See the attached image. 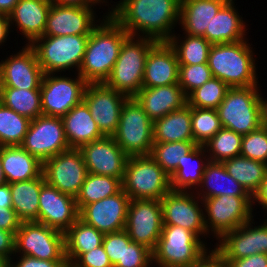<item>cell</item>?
<instances>
[{"instance_id":"74e56055","label":"cell","mask_w":267,"mask_h":267,"mask_svg":"<svg viewBox=\"0 0 267 267\" xmlns=\"http://www.w3.org/2000/svg\"><path fill=\"white\" fill-rule=\"evenodd\" d=\"M121 189L122 181L118 178L87 173L80 193L76 197L77 208L80 211L85 205L112 196Z\"/></svg>"},{"instance_id":"c3c4849f","label":"cell","mask_w":267,"mask_h":267,"mask_svg":"<svg viewBox=\"0 0 267 267\" xmlns=\"http://www.w3.org/2000/svg\"><path fill=\"white\" fill-rule=\"evenodd\" d=\"M131 241L125 230L104 234L102 245L113 266L123 263L124 242Z\"/></svg>"},{"instance_id":"7c38bea8","label":"cell","mask_w":267,"mask_h":267,"mask_svg":"<svg viewBox=\"0 0 267 267\" xmlns=\"http://www.w3.org/2000/svg\"><path fill=\"white\" fill-rule=\"evenodd\" d=\"M61 74H44L40 86L42 115L62 118L83 101L87 82L81 75L75 79Z\"/></svg>"},{"instance_id":"5bb4252c","label":"cell","mask_w":267,"mask_h":267,"mask_svg":"<svg viewBox=\"0 0 267 267\" xmlns=\"http://www.w3.org/2000/svg\"><path fill=\"white\" fill-rule=\"evenodd\" d=\"M163 229L161 200L130 199L125 231L133 242L153 251Z\"/></svg>"},{"instance_id":"7dc6e473","label":"cell","mask_w":267,"mask_h":267,"mask_svg":"<svg viewBox=\"0 0 267 267\" xmlns=\"http://www.w3.org/2000/svg\"><path fill=\"white\" fill-rule=\"evenodd\" d=\"M153 265L152 251L136 242H124L123 263H116L113 267H150Z\"/></svg>"},{"instance_id":"6f0895ef","label":"cell","mask_w":267,"mask_h":267,"mask_svg":"<svg viewBox=\"0 0 267 267\" xmlns=\"http://www.w3.org/2000/svg\"><path fill=\"white\" fill-rule=\"evenodd\" d=\"M50 1L58 5L77 6V7H94L100 4L97 0H50Z\"/></svg>"},{"instance_id":"91938a15","label":"cell","mask_w":267,"mask_h":267,"mask_svg":"<svg viewBox=\"0 0 267 267\" xmlns=\"http://www.w3.org/2000/svg\"><path fill=\"white\" fill-rule=\"evenodd\" d=\"M0 206H4V208H12V198L9 183L0 185Z\"/></svg>"},{"instance_id":"cb8c5ba5","label":"cell","mask_w":267,"mask_h":267,"mask_svg":"<svg viewBox=\"0 0 267 267\" xmlns=\"http://www.w3.org/2000/svg\"><path fill=\"white\" fill-rule=\"evenodd\" d=\"M179 82V62L168 41H158L149 51L144 68L143 87L154 88Z\"/></svg>"},{"instance_id":"8d00e7d4","label":"cell","mask_w":267,"mask_h":267,"mask_svg":"<svg viewBox=\"0 0 267 267\" xmlns=\"http://www.w3.org/2000/svg\"><path fill=\"white\" fill-rule=\"evenodd\" d=\"M0 102L30 120L42 115L40 89L0 87Z\"/></svg>"},{"instance_id":"ba28073f","label":"cell","mask_w":267,"mask_h":267,"mask_svg":"<svg viewBox=\"0 0 267 267\" xmlns=\"http://www.w3.org/2000/svg\"><path fill=\"white\" fill-rule=\"evenodd\" d=\"M190 230L176 225H163L161 236L152 251L154 266L185 267L196 261L208 248ZM204 242V243H203Z\"/></svg>"},{"instance_id":"6125c7cd","label":"cell","mask_w":267,"mask_h":267,"mask_svg":"<svg viewBox=\"0 0 267 267\" xmlns=\"http://www.w3.org/2000/svg\"><path fill=\"white\" fill-rule=\"evenodd\" d=\"M260 115H261V126L267 128V100L262 97L260 91Z\"/></svg>"},{"instance_id":"94428289","label":"cell","mask_w":267,"mask_h":267,"mask_svg":"<svg viewBox=\"0 0 267 267\" xmlns=\"http://www.w3.org/2000/svg\"><path fill=\"white\" fill-rule=\"evenodd\" d=\"M19 0H0V13L9 15Z\"/></svg>"},{"instance_id":"7402d4cb","label":"cell","mask_w":267,"mask_h":267,"mask_svg":"<svg viewBox=\"0 0 267 267\" xmlns=\"http://www.w3.org/2000/svg\"><path fill=\"white\" fill-rule=\"evenodd\" d=\"M79 219L76 198L45 182L39 195L36 222L65 233Z\"/></svg>"},{"instance_id":"603a6c76","label":"cell","mask_w":267,"mask_h":267,"mask_svg":"<svg viewBox=\"0 0 267 267\" xmlns=\"http://www.w3.org/2000/svg\"><path fill=\"white\" fill-rule=\"evenodd\" d=\"M93 9L94 7L63 6L52 3L43 36L90 35L97 23L101 21L95 19Z\"/></svg>"},{"instance_id":"9a60e30c","label":"cell","mask_w":267,"mask_h":267,"mask_svg":"<svg viewBox=\"0 0 267 267\" xmlns=\"http://www.w3.org/2000/svg\"><path fill=\"white\" fill-rule=\"evenodd\" d=\"M42 173L48 184L76 198L88 172L80 149L70 148L46 160Z\"/></svg>"},{"instance_id":"681fc988","label":"cell","mask_w":267,"mask_h":267,"mask_svg":"<svg viewBox=\"0 0 267 267\" xmlns=\"http://www.w3.org/2000/svg\"><path fill=\"white\" fill-rule=\"evenodd\" d=\"M74 267H113L103 245L83 253L74 263Z\"/></svg>"},{"instance_id":"4dcf8cb0","label":"cell","mask_w":267,"mask_h":267,"mask_svg":"<svg viewBox=\"0 0 267 267\" xmlns=\"http://www.w3.org/2000/svg\"><path fill=\"white\" fill-rule=\"evenodd\" d=\"M198 188L194 193L201 200L222 195L251 196L240 183L229 175L223 162H208Z\"/></svg>"},{"instance_id":"11a10c76","label":"cell","mask_w":267,"mask_h":267,"mask_svg":"<svg viewBox=\"0 0 267 267\" xmlns=\"http://www.w3.org/2000/svg\"><path fill=\"white\" fill-rule=\"evenodd\" d=\"M15 252V234L0 229V255L13 259ZM11 255H13L11 257Z\"/></svg>"},{"instance_id":"d590c367","label":"cell","mask_w":267,"mask_h":267,"mask_svg":"<svg viewBox=\"0 0 267 267\" xmlns=\"http://www.w3.org/2000/svg\"><path fill=\"white\" fill-rule=\"evenodd\" d=\"M229 173L246 191L253 196L267 173V164L261 161L237 156L223 161Z\"/></svg>"},{"instance_id":"f6af8a7d","label":"cell","mask_w":267,"mask_h":267,"mask_svg":"<svg viewBox=\"0 0 267 267\" xmlns=\"http://www.w3.org/2000/svg\"><path fill=\"white\" fill-rule=\"evenodd\" d=\"M213 77L208 63L179 64V85L188 97L195 89Z\"/></svg>"},{"instance_id":"be15d7a7","label":"cell","mask_w":267,"mask_h":267,"mask_svg":"<svg viewBox=\"0 0 267 267\" xmlns=\"http://www.w3.org/2000/svg\"><path fill=\"white\" fill-rule=\"evenodd\" d=\"M0 267H10V259L0 255Z\"/></svg>"},{"instance_id":"8992f818","label":"cell","mask_w":267,"mask_h":267,"mask_svg":"<svg viewBox=\"0 0 267 267\" xmlns=\"http://www.w3.org/2000/svg\"><path fill=\"white\" fill-rule=\"evenodd\" d=\"M122 189L130 199L155 200L172 190L170 176L150 155L128 157Z\"/></svg>"},{"instance_id":"9f6ffc18","label":"cell","mask_w":267,"mask_h":267,"mask_svg":"<svg viewBox=\"0 0 267 267\" xmlns=\"http://www.w3.org/2000/svg\"><path fill=\"white\" fill-rule=\"evenodd\" d=\"M258 202L262 208L267 211V173L258 190L252 196V207ZM267 213V212H266Z\"/></svg>"},{"instance_id":"ffe728a7","label":"cell","mask_w":267,"mask_h":267,"mask_svg":"<svg viewBox=\"0 0 267 267\" xmlns=\"http://www.w3.org/2000/svg\"><path fill=\"white\" fill-rule=\"evenodd\" d=\"M43 75L36 52L30 45L25 44L17 54L0 62V87L40 89Z\"/></svg>"},{"instance_id":"ab89813d","label":"cell","mask_w":267,"mask_h":267,"mask_svg":"<svg viewBox=\"0 0 267 267\" xmlns=\"http://www.w3.org/2000/svg\"><path fill=\"white\" fill-rule=\"evenodd\" d=\"M243 135L227 128H221L203 147L209 161L223 162L240 156Z\"/></svg>"},{"instance_id":"8fae6325","label":"cell","mask_w":267,"mask_h":267,"mask_svg":"<svg viewBox=\"0 0 267 267\" xmlns=\"http://www.w3.org/2000/svg\"><path fill=\"white\" fill-rule=\"evenodd\" d=\"M202 201L207 233L212 232L217 240L226 232L240 227L254 217L252 196L222 195Z\"/></svg>"},{"instance_id":"d6986e66","label":"cell","mask_w":267,"mask_h":267,"mask_svg":"<svg viewBox=\"0 0 267 267\" xmlns=\"http://www.w3.org/2000/svg\"><path fill=\"white\" fill-rule=\"evenodd\" d=\"M130 198L121 189L118 193L85 205L79 211V219L95 227L103 234L125 229Z\"/></svg>"},{"instance_id":"836d02e7","label":"cell","mask_w":267,"mask_h":267,"mask_svg":"<svg viewBox=\"0 0 267 267\" xmlns=\"http://www.w3.org/2000/svg\"><path fill=\"white\" fill-rule=\"evenodd\" d=\"M45 182L42 173L37 178L10 183L12 208L21 221L38 219L39 195Z\"/></svg>"},{"instance_id":"680465c9","label":"cell","mask_w":267,"mask_h":267,"mask_svg":"<svg viewBox=\"0 0 267 267\" xmlns=\"http://www.w3.org/2000/svg\"><path fill=\"white\" fill-rule=\"evenodd\" d=\"M10 20L9 16L0 13V46L7 41V37L9 35L11 28H10Z\"/></svg>"},{"instance_id":"52a82bcc","label":"cell","mask_w":267,"mask_h":267,"mask_svg":"<svg viewBox=\"0 0 267 267\" xmlns=\"http://www.w3.org/2000/svg\"><path fill=\"white\" fill-rule=\"evenodd\" d=\"M260 87H230L216 108L222 127L241 135L261 126Z\"/></svg>"},{"instance_id":"4fadbf2b","label":"cell","mask_w":267,"mask_h":267,"mask_svg":"<svg viewBox=\"0 0 267 267\" xmlns=\"http://www.w3.org/2000/svg\"><path fill=\"white\" fill-rule=\"evenodd\" d=\"M20 146L41 163L70 149L62 118L41 115L31 120Z\"/></svg>"},{"instance_id":"f907efd6","label":"cell","mask_w":267,"mask_h":267,"mask_svg":"<svg viewBox=\"0 0 267 267\" xmlns=\"http://www.w3.org/2000/svg\"><path fill=\"white\" fill-rule=\"evenodd\" d=\"M224 267H267V254L260 253L236 260H222Z\"/></svg>"},{"instance_id":"ee69618b","label":"cell","mask_w":267,"mask_h":267,"mask_svg":"<svg viewBox=\"0 0 267 267\" xmlns=\"http://www.w3.org/2000/svg\"><path fill=\"white\" fill-rule=\"evenodd\" d=\"M193 141L204 146L221 128L216 109L191 107Z\"/></svg>"},{"instance_id":"b9f144b4","label":"cell","mask_w":267,"mask_h":267,"mask_svg":"<svg viewBox=\"0 0 267 267\" xmlns=\"http://www.w3.org/2000/svg\"><path fill=\"white\" fill-rule=\"evenodd\" d=\"M197 144L195 142L179 141L170 143H154L150 156L171 176L182 162L184 156L191 152Z\"/></svg>"},{"instance_id":"2e32d148","label":"cell","mask_w":267,"mask_h":267,"mask_svg":"<svg viewBox=\"0 0 267 267\" xmlns=\"http://www.w3.org/2000/svg\"><path fill=\"white\" fill-rule=\"evenodd\" d=\"M199 201V202H198ZM202 205H199V204ZM203 201L194 191L168 192L161 199L163 225L181 226L200 236H207Z\"/></svg>"},{"instance_id":"7a4b0ae2","label":"cell","mask_w":267,"mask_h":267,"mask_svg":"<svg viewBox=\"0 0 267 267\" xmlns=\"http://www.w3.org/2000/svg\"><path fill=\"white\" fill-rule=\"evenodd\" d=\"M105 18V19H104ZM92 30L77 74L87 83H102L110 76L128 32L108 13Z\"/></svg>"},{"instance_id":"e7e4bbea","label":"cell","mask_w":267,"mask_h":267,"mask_svg":"<svg viewBox=\"0 0 267 267\" xmlns=\"http://www.w3.org/2000/svg\"><path fill=\"white\" fill-rule=\"evenodd\" d=\"M6 179L3 173L2 165H1V159H0V185L5 184Z\"/></svg>"},{"instance_id":"003e7915","label":"cell","mask_w":267,"mask_h":267,"mask_svg":"<svg viewBox=\"0 0 267 267\" xmlns=\"http://www.w3.org/2000/svg\"><path fill=\"white\" fill-rule=\"evenodd\" d=\"M97 1L100 3V5H101V3L103 4L104 2L108 3L107 0L106 1L105 0H97Z\"/></svg>"},{"instance_id":"4316f807","label":"cell","mask_w":267,"mask_h":267,"mask_svg":"<svg viewBox=\"0 0 267 267\" xmlns=\"http://www.w3.org/2000/svg\"><path fill=\"white\" fill-rule=\"evenodd\" d=\"M234 4V0H228L211 19L203 37L212 45L246 39V23Z\"/></svg>"},{"instance_id":"e0dca14e","label":"cell","mask_w":267,"mask_h":267,"mask_svg":"<svg viewBox=\"0 0 267 267\" xmlns=\"http://www.w3.org/2000/svg\"><path fill=\"white\" fill-rule=\"evenodd\" d=\"M129 96L102 83H88L83 101L104 136H112L119 124L121 111Z\"/></svg>"},{"instance_id":"d6a6232c","label":"cell","mask_w":267,"mask_h":267,"mask_svg":"<svg viewBox=\"0 0 267 267\" xmlns=\"http://www.w3.org/2000/svg\"><path fill=\"white\" fill-rule=\"evenodd\" d=\"M209 162L206 150L197 145L191 152L178 162L177 170L170 176L173 191H194L202 181V175ZM197 186V187H196Z\"/></svg>"},{"instance_id":"ac0fdd59","label":"cell","mask_w":267,"mask_h":267,"mask_svg":"<svg viewBox=\"0 0 267 267\" xmlns=\"http://www.w3.org/2000/svg\"><path fill=\"white\" fill-rule=\"evenodd\" d=\"M254 217L240 227L226 232L214 247L222 260H236L260 253L267 254V219L255 225Z\"/></svg>"},{"instance_id":"9c48e42d","label":"cell","mask_w":267,"mask_h":267,"mask_svg":"<svg viewBox=\"0 0 267 267\" xmlns=\"http://www.w3.org/2000/svg\"><path fill=\"white\" fill-rule=\"evenodd\" d=\"M112 137L129 157L150 155L154 144L153 121L135 97L125 101Z\"/></svg>"},{"instance_id":"f35d334b","label":"cell","mask_w":267,"mask_h":267,"mask_svg":"<svg viewBox=\"0 0 267 267\" xmlns=\"http://www.w3.org/2000/svg\"><path fill=\"white\" fill-rule=\"evenodd\" d=\"M185 37V38H184ZM173 35L168 43L176 52L179 64H202L208 63L209 51L212 46L203 36H190L185 34Z\"/></svg>"},{"instance_id":"03108f58","label":"cell","mask_w":267,"mask_h":267,"mask_svg":"<svg viewBox=\"0 0 267 267\" xmlns=\"http://www.w3.org/2000/svg\"><path fill=\"white\" fill-rule=\"evenodd\" d=\"M61 267H74L70 262H65Z\"/></svg>"},{"instance_id":"db71d44e","label":"cell","mask_w":267,"mask_h":267,"mask_svg":"<svg viewBox=\"0 0 267 267\" xmlns=\"http://www.w3.org/2000/svg\"><path fill=\"white\" fill-rule=\"evenodd\" d=\"M185 267H224V262L220 253L214 248L207 250L196 261Z\"/></svg>"},{"instance_id":"f1b7e54d","label":"cell","mask_w":267,"mask_h":267,"mask_svg":"<svg viewBox=\"0 0 267 267\" xmlns=\"http://www.w3.org/2000/svg\"><path fill=\"white\" fill-rule=\"evenodd\" d=\"M0 159L6 183L27 181L42 174L43 163L21 146L0 147Z\"/></svg>"},{"instance_id":"f5cc1de1","label":"cell","mask_w":267,"mask_h":267,"mask_svg":"<svg viewBox=\"0 0 267 267\" xmlns=\"http://www.w3.org/2000/svg\"><path fill=\"white\" fill-rule=\"evenodd\" d=\"M19 257V258H18ZM17 262L10 260V267H61L67 261H48L42 259H36L29 256H18Z\"/></svg>"},{"instance_id":"816d5d0a","label":"cell","mask_w":267,"mask_h":267,"mask_svg":"<svg viewBox=\"0 0 267 267\" xmlns=\"http://www.w3.org/2000/svg\"><path fill=\"white\" fill-rule=\"evenodd\" d=\"M21 220L17 217L13 208H4L0 206V229L16 233L20 227Z\"/></svg>"},{"instance_id":"7bdbcfd3","label":"cell","mask_w":267,"mask_h":267,"mask_svg":"<svg viewBox=\"0 0 267 267\" xmlns=\"http://www.w3.org/2000/svg\"><path fill=\"white\" fill-rule=\"evenodd\" d=\"M229 88L222 80L212 77L187 97V104L190 107L216 109L224 100Z\"/></svg>"},{"instance_id":"44dd1931","label":"cell","mask_w":267,"mask_h":267,"mask_svg":"<svg viewBox=\"0 0 267 267\" xmlns=\"http://www.w3.org/2000/svg\"><path fill=\"white\" fill-rule=\"evenodd\" d=\"M87 172L112 176L123 180L128 155L117 145L112 136L83 144L80 148Z\"/></svg>"},{"instance_id":"1f68e13d","label":"cell","mask_w":267,"mask_h":267,"mask_svg":"<svg viewBox=\"0 0 267 267\" xmlns=\"http://www.w3.org/2000/svg\"><path fill=\"white\" fill-rule=\"evenodd\" d=\"M154 143L194 142L192 136L191 107L186 104L153 122Z\"/></svg>"},{"instance_id":"e575fe53","label":"cell","mask_w":267,"mask_h":267,"mask_svg":"<svg viewBox=\"0 0 267 267\" xmlns=\"http://www.w3.org/2000/svg\"><path fill=\"white\" fill-rule=\"evenodd\" d=\"M104 234L78 219L65 233V258L73 264L83 253L102 245Z\"/></svg>"},{"instance_id":"60d3db41","label":"cell","mask_w":267,"mask_h":267,"mask_svg":"<svg viewBox=\"0 0 267 267\" xmlns=\"http://www.w3.org/2000/svg\"><path fill=\"white\" fill-rule=\"evenodd\" d=\"M31 120L0 102V147L20 146Z\"/></svg>"},{"instance_id":"5b68a950","label":"cell","mask_w":267,"mask_h":267,"mask_svg":"<svg viewBox=\"0 0 267 267\" xmlns=\"http://www.w3.org/2000/svg\"><path fill=\"white\" fill-rule=\"evenodd\" d=\"M89 35L42 36L30 46L44 74H58L75 67L79 72Z\"/></svg>"},{"instance_id":"bcb514c9","label":"cell","mask_w":267,"mask_h":267,"mask_svg":"<svg viewBox=\"0 0 267 267\" xmlns=\"http://www.w3.org/2000/svg\"><path fill=\"white\" fill-rule=\"evenodd\" d=\"M240 155L267 164V128L260 126L243 135Z\"/></svg>"},{"instance_id":"30bf717a","label":"cell","mask_w":267,"mask_h":267,"mask_svg":"<svg viewBox=\"0 0 267 267\" xmlns=\"http://www.w3.org/2000/svg\"><path fill=\"white\" fill-rule=\"evenodd\" d=\"M14 253V257L25 255L48 261H66L64 233L36 221H22L15 233Z\"/></svg>"},{"instance_id":"83f0119b","label":"cell","mask_w":267,"mask_h":267,"mask_svg":"<svg viewBox=\"0 0 267 267\" xmlns=\"http://www.w3.org/2000/svg\"><path fill=\"white\" fill-rule=\"evenodd\" d=\"M62 121L70 148H80L83 144L104 137L84 101L75 105L62 117Z\"/></svg>"},{"instance_id":"3957f363","label":"cell","mask_w":267,"mask_h":267,"mask_svg":"<svg viewBox=\"0 0 267 267\" xmlns=\"http://www.w3.org/2000/svg\"><path fill=\"white\" fill-rule=\"evenodd\" d=\"M248 39L233 43L213 44L209 51L208 65L213 77L229 87L258 86V74L253 58V48Z\"/></svg>"},{"instance_id":"277c9868","label":"cell","mask_w":267,"mask_h":267,"mask_svg":"<svg viewBox=\"0 0 267 267\" xmlns=\"http://www.w3.org/2000/svg\"><path fill=\"white\" fill-rule=\"evenodd\" d=\"M157 42L149 37L129 36L123 42L118 59L104 83L116 91L134 97L143 87L146 58Z\"/></svg>"},{"instance_id":"484cf974","label":"cell","mask_w":267,"mask_h":267,"mask_svg":"<svg viewBox=\"0 0 267 267\" xmlns=\"http://www.w3.org/2000/svg\"><path fill=\"white\" fill-rule=\"evenodd\" d=\"M51 4L50 0H19L8 15L10 26H17L24 39L28 40L26 45L43 36Z\"/></svg>"},{"instance_id":"f546056e","label":"cell","mask_w":267,"mask_h":267,"mask_svg":"<svg viewBox=\"0 0 267 267\" xmlns=\"http://www.w3.org/2000/svg\"><path fill=\"white\" fill-rule=\"evenodd\" d=\"M228 0H180L179 24L184 34L203 36L211 19Z\"/></svg>"},{"instance_id":"6da1fadb","label":"cell","mask_w":267,"mask_h":267,"mask_svg":"<svg viewBox=\"0 0 267 267\" xmlns=\"http://www.w3.org/2000/svg\"><path fill=\"white\" fill-rule=\"evenodd\" d=\"M110 9L130 36L168 41L179 23L180 0H120Z\"/></svg>"},{"instance_id":"d4e9b609","label":"cell","mask_w":267,"mask_h":267,"mask_svg":"<svg viewBox=\"0 0 267 267\" xmlns=\"http://www.w3.org/2000/svg\"><path fill=\"white\" fill-rule=\"evenodd\" d=\"M134 97L153 122L187 104V97L179 83L154 88L142 87Z\"/></svg>"}]
</instances>
